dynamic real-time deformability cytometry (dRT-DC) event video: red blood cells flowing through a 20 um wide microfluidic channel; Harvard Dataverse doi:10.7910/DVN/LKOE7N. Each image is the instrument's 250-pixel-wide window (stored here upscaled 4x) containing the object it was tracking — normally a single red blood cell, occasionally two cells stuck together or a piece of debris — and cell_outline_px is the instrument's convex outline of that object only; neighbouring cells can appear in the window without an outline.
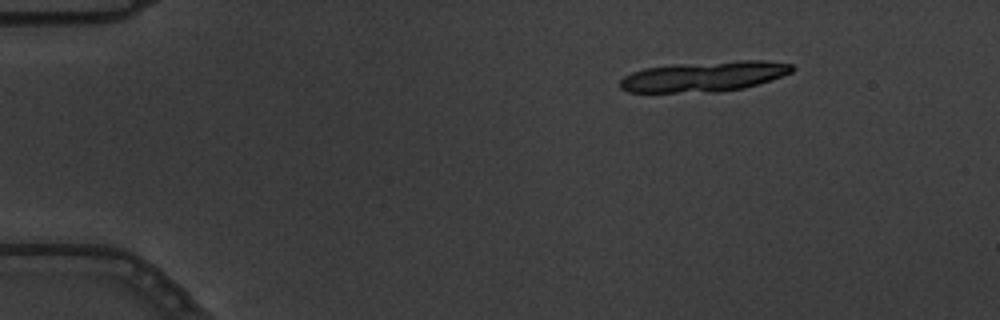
{"species": "common noctule bat (a hibernating species)", "species_latin": "Nyctalus noctula", "temperature_condition": "warm", "stored_images_in_passage": 5, "segment_of_instrument_passage": [1, 2], "camera_frame_rate_fps": 3000, "um_per_image_px": 0.085, "animal": {"sex": "male", "body_mass_g": 19.5, "forearm_length_mm": 54.6}, "frame": {"image": 1, "passage_image": 1, "time_ms": 0.0, "image_size_px": [1000, 320], "cell_outline_px": [[796, 68], [792, 72], [772, 80], [744, 88], [716, 92], [628, 92], [620, 88], [620, 80], [624, 76], [632, 72], [644, 68], [680, 64], [744, 60], [764, 60], [792, 64]], "centroid_in_image_um": [59.88, 6.5], "position_along_channel_um": 25.1, "area_um2": 30.35}}